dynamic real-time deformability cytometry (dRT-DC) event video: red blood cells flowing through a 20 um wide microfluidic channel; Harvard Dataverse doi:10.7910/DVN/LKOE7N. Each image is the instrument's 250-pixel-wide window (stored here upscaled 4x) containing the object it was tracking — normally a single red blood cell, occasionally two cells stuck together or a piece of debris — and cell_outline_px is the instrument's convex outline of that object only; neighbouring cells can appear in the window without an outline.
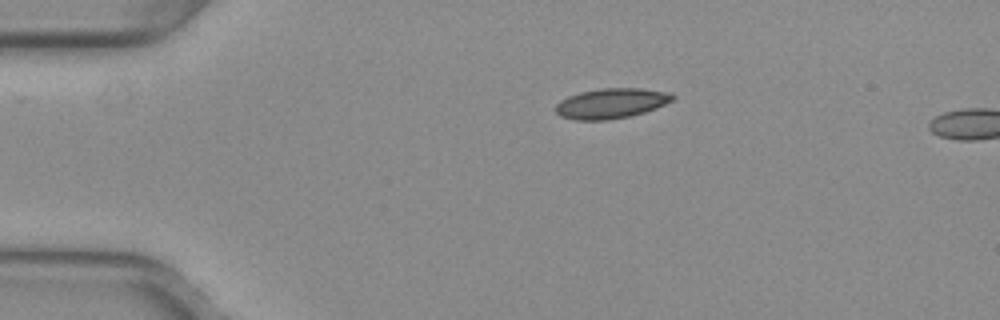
{"species": "common noctule bat (a hibernating species)", "species_latin": "Nyctalus noctula", "temperature_condition": "warm", "stored_images_in_passage": 11, "camera_frame_rate_fps": 3000, "um_per_image_px": 0.085, "animal": {"sex": "female", "body_mass_g": 29.2, "forearm_length_mm": 56.3}, "frame": {"image": 1, "passage_image": 8, "time_ms": 2.333, "image_size_px": [1000, 320], "cell_outline_px": [[676, 96], [672, 100], [656, 108], [632, 116], [608, 120], [576, 120], [560, 116], [556, 112], [556, 104], [560, 100], [568, 96], [580, 92], [600, 88], [640, 88], [672, 92]], "centroid_in_image_um": [51.96, 8.78], "position_along_channel_um": 33.0, "area_um2": 20.69}}